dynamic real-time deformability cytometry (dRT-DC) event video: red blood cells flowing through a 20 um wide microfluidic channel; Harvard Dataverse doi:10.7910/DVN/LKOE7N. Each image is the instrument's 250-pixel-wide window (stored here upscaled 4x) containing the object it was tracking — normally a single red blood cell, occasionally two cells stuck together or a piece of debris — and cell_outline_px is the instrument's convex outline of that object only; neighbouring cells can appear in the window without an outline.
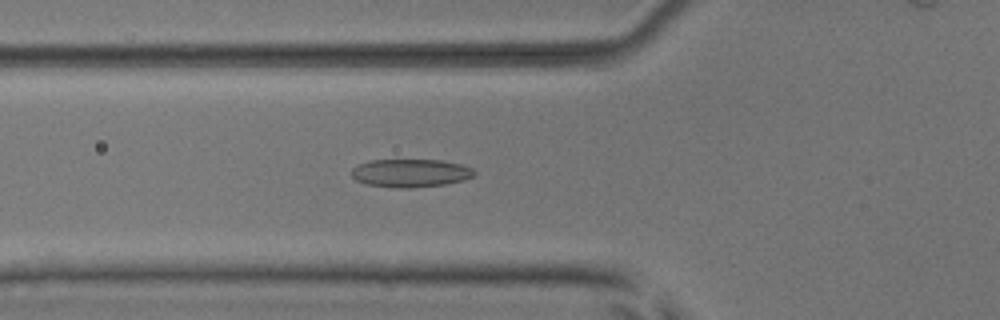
{"species": "common noctule bat (a hibernating species)", "species_latin": "Nyctalus noctula", "temperature_condition": "room temperature", "stored_images_in_passage": 22, "camera_frame_rate_fps": 3000, "um_per_image_px": 0.085, "animal": {"sex": "male", "body_mass_g": 17.9, "forearm_length_mm": 54.2}, "frame": {"image": 1, "passage_image": 11, "time_ms": 3.333, "image_size_px": [1000, 320], "cell_outline_px": [[476, 172], [472, 176], [464, 180], [444, 184], [412, 188], [396, 188], [368, 184], [356, 180], [352, 176], [352, 168], [368, 160], [444, 160], [460, 164], [472, 168]], "centroid_in_image_um": [34.9, 14.7], "position_along_channel_um": 90.9, "area_um2": 20.06}}
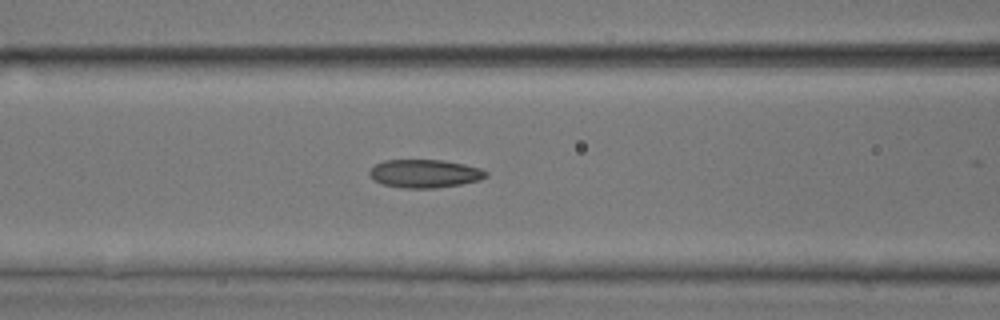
{"frame": {"image": 2, "passage_image": 14, "time_ms": 4.333, "image_size_px": [1000, 320], "cell_outline_px": [[488, 176], [480, 180], [460, 184], [436, 188], [404, 188], [380, 184], [368, 176], [368, 172], [376, 164], [384, 160], [444, 160], [464, 164], [480, 168], [488, 172]], "centroid_in_image_um": [36.09, 14.76], "position_along_channel_um": 130.5, "area_um2": 19.31}}
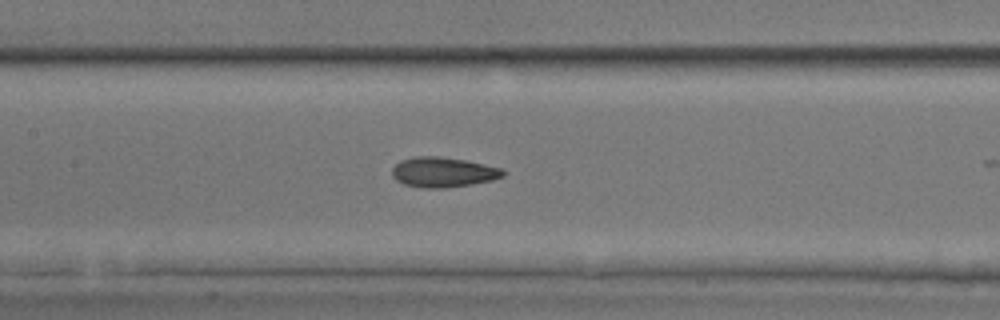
{"frame": {"image": 3, "passage_image": 17, "time_ms": 5.333, "image_size_px": [1000, 320], "cell_outline_px": [[504, 176], [492, 180], [472, 184], [444, 188], [424, 188], [404, 184], [396, 180], [392, 176], [392, 168], [400, 160], [416, 156], [440, 156], [464, 160], [504, 168]], "centroid_in_image_um": [37.66, 14.63], "position_along_channel_um": 169.7, "area_um2": 19.48}}